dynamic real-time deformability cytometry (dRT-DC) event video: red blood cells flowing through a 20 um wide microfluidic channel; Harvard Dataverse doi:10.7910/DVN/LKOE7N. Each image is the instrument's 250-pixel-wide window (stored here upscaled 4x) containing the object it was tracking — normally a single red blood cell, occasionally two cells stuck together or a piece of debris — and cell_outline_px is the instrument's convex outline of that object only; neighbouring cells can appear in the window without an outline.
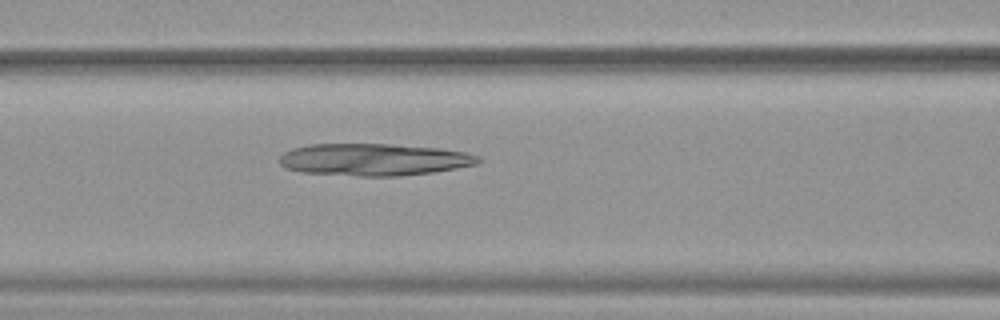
{"species": "common noctule bat (a hibernating species)", "species_latin": "Nyctalus noctula", "temperature_condition": "warm", "stored_images_in_passage": 46, "camera_frame_rate_fps": 3000, "um_per_image_px": 0.085, "animal": {"sex": "female", "body_mass_g": 19.9}, "frame": {"image": 1, "passage_image": 16, "time_ms": 5.0, "image_size_px": [1000, 320], "cell_outline_px": [[484, 160], [480, 164], [432, 172], [400, 176], [356, 176], [300, 172], [288, 168], [280, 164], [280, 156], [284, 152], [292, 148], [308, 144], [388, 144], [436, 148], [468, 152], [480, 156]], "centroid_in_image_um": [31.82, 13.56], "position_along_channel_um": 134.8, "area_um2": 37.4}}
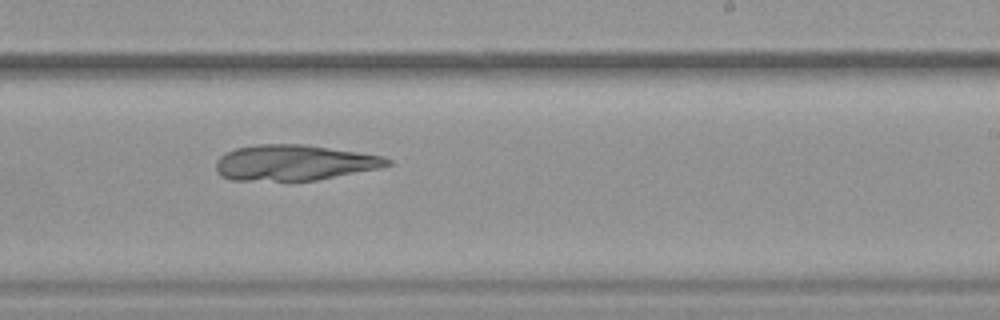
{"frame": {"image": 2, "passage_image": 26, "time_ms": 8.333, "image_size_px": [1000, 320], "cell_outline_px": [[392, 164], [380, 168], [316, 180], [288, 184], [232, 180], [220, 176], [216, 172], [216, 160], [220, 156], [236, 148], [256, 144], [304, 144], [384, 156], [392, 160]], "centroid_in_image_um": [24.96, 13.87], "position_along_channel_um": 264.0, "area_um2": 36.76}}
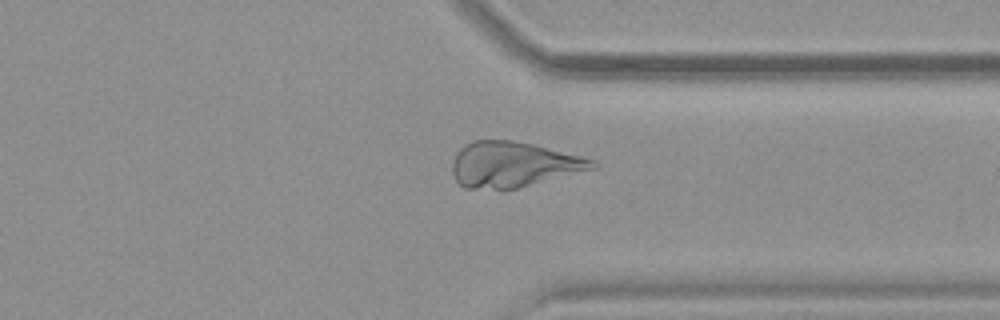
{"frame": {"image": 3, "passage_image": 34, "time_ms": 11.0, "image_size_px": [1000, 320], "cell_outline_px": [[600, 164], [596, 168], [504, 192], [464, 188], [456, 180], [452, 172], [452, 160], [456, 152], [464, 144], [472, 140], [512, 140], [532, 144], [596, 160]], "centroid_in_image_um": [43.59, 14.02], "position_along_channel_um": 367.8, "area_um2": 37.86}}